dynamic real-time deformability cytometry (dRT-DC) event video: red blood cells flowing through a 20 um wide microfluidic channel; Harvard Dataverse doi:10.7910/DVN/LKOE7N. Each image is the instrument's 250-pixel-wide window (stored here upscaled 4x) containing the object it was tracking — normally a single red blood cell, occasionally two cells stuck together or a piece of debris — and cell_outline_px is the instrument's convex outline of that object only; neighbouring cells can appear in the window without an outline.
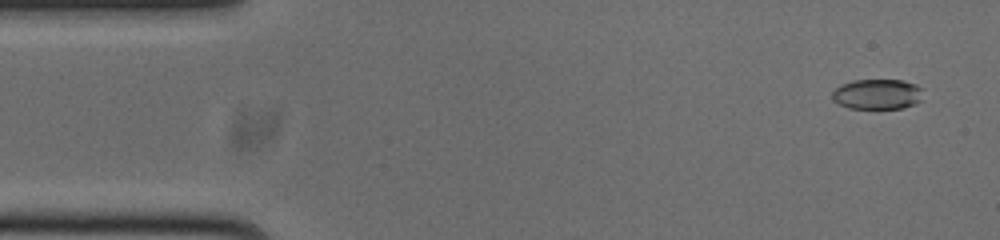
{"species": "common noctule bat (a hibernating species)", "species_latin": "Nyctalus noctula", "temperature_condition": "cold", "stored_images_in_passage": 53, "camera_frame_rate_fps": 3000, "um_per_image_px": 0.085, "animal": {"sex": "male", "body_mass_g": 20.0, "forearm_length_mm": 53.3}, "frame": {"image": 1, "passage_image": 3, "time_ms": 0.667, "image_size_px": [1000, 240], "cell_outline_px": [[924, 100], [916, 104], [904, 108], [848, 108], [832, 100], [832, 92], [840, 84], [852, 80], [904, 80], [916, 84], [920, 88]], "centroid_in_image_um": [74.59, 8.0], "position_along_channel_um": 10.4, "area_um2": 16.24}}
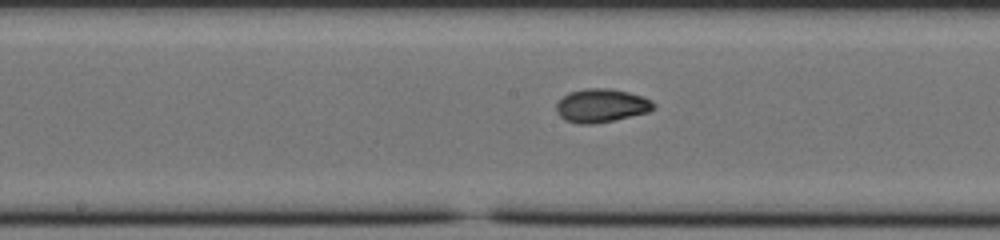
{"frame": {"image": 2, "passage_image": 26, "time_ms": 8.333, "image_size_px": [1000, 240], "cell_outline_px": [[656, 108], [648, 112], [612, 120], [592, 124], [580, 124], [564, 120], [556, 112], [556, 104], [568, 92], [584, 88], [608, 88], [628, 92], [644, 96], [652, 100], [656, 104]], "centroid_in_image_um": [51.13, 8.96], "position_along_channel_um": 197.1, "area_um2": 19.07}}
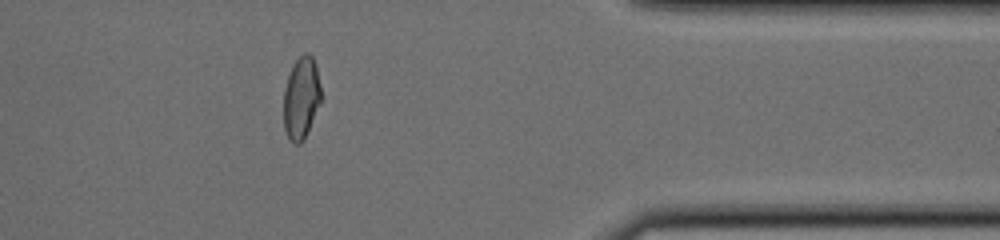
{"frame": {"image": 3, "passage_image": 43, "time_ms": 14.0, "image_size_px": [1000, 240], "cell_outline_px": [[320, 104], [304, 140], [300, 144], [292, 144], [288, 140], [284, 128], [284, 88], [292, 64], [304, 52], [308, 52], [312, 56], [316, 64], [320, 84]], "centroid_in_image_um": [25.6, 8.34], "position_along_channel_um": 385.8, "area_um2": 18.15}, "authors_computed_cell_mechanics": {"area_um2": 18.1492, "velocity_mm_per_s": 3.7797, "shape_relaxation_time_tau1_ms": 5.9052, "shape_relaxation_time_tau2_ms": 1.5837, "deformation_change_tau1": 0.1791, "deformation_change_tau2": 0.0496}}